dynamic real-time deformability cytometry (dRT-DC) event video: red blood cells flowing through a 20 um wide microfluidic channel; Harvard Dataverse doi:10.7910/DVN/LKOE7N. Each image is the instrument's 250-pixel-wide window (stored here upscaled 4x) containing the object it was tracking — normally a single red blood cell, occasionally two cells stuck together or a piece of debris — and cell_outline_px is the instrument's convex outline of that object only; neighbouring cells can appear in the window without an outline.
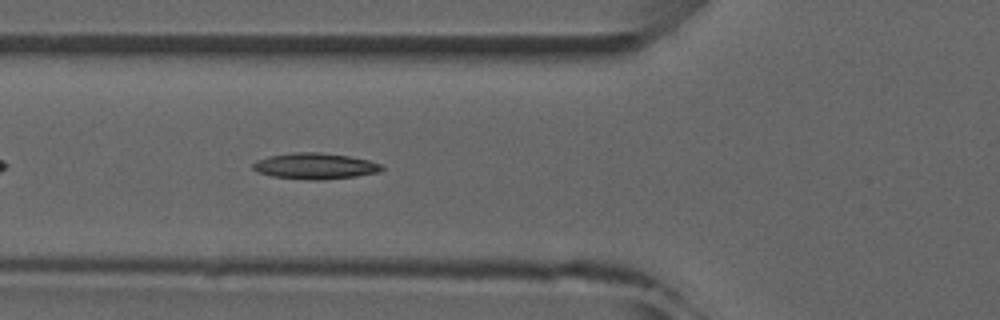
{"species": "common noctule bat (a hibernating species)", "species_latin": "Nyctalus noctula", "temperature_condition": "room temperature", "stored_images_in_passage": 5, "camera_frame_rate_fps": 3000, "um_per_image_px": 0.085, "animal": {"sex": "male", "forearm_length_mm": 52.5}, "frame": {"image": 1, "passage_image": 5, "time_ms": 4.667, "image_size_px": [1000, 320], "cell_outline_px": [[384, 168], [380, 172], [356, 176], [324, 180], [308, 180], [272, 176], [256, 172], [252, 168], [252, 164], [256, 160], [268, 156], [292, 152], [320, 152], [348, 156], [368, 160], [384, 164]], "centroid_in_image_um": [26.78, 14.11], "position_along_channel_um": 99.0, "area_um2": 19.83}}